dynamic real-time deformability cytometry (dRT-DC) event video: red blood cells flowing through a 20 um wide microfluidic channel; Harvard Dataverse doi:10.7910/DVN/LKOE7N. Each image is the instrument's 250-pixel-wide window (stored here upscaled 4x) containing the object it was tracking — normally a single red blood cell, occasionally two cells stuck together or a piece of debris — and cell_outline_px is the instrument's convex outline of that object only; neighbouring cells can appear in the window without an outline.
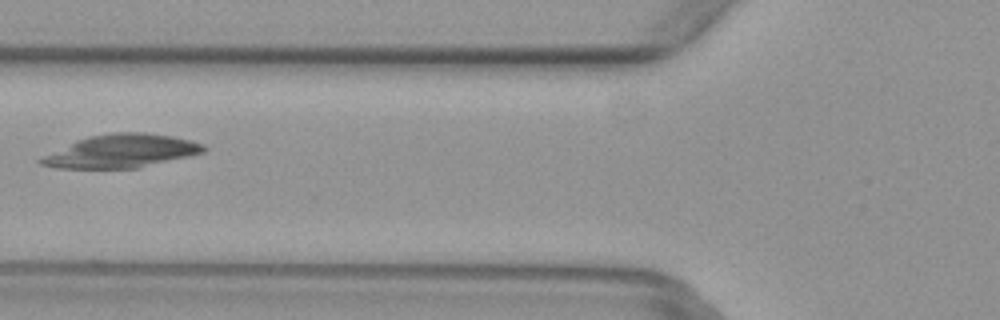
{"species": "common noctule bat (a hibernating species)", "species_latin": "Nyctalus noctula", "temperature_condition": "warm", "stored_images_in_passage": 5, "camera_frame_rate_fps": 3000, "um_per_image_px": 0.085, "animal": {"sex": "female", "body_mass_g": 29.2, "forearm_length_mm": 56.3}, "frame": {"image": 1, "passage_image": 5, "time_ms": 1.333, "image_size_px": [1000, 320], "cell_outline_px": [[208, 148], [204, 152], [188, 156], [136, 168], [56, 168], [40, 164], [36, 160], [76, 140], [88, 136], [112, 132], [148, 132], [172, 136], [192, 140], [204, 144]], "centroid_in_image_um": [10.33, 12.83], "position_along_channel_um": 115.5, "area_um2": 31.39}}